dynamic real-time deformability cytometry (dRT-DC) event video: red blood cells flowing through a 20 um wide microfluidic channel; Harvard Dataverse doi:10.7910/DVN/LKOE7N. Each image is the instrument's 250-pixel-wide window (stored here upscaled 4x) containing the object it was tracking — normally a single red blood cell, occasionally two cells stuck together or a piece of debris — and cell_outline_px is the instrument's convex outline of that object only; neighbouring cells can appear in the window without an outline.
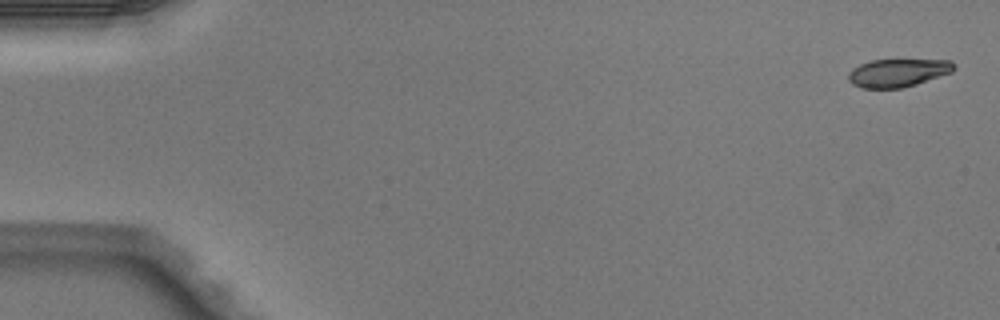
{"species": "Egyptian fruit bat (a non-hibernating species)", "species_latin": "Rousettus aegyptiacus", "temperature_condition": "warm", "stored_images_in_passage": 5, "camera_frame_rate_fps": 3000, "um_per_image_px": 0.085, "animal": {"sex": "male"}, "frame": {"image": 1, "passage_image": 1, "time_ms": 0.0, "image_size_px": [1000, 320], "cell_outline_px": [[956, 68], [952, 72], [916, 84], [900, 88], [860, 88], [852, 84], [848, 80], [848, 72], [852, 68], [860, 64], [872, 60], [952, 60], [956, 64]], "centroid_in_image_um": [76.31, 6.18], "position_along_channel_um": 8.7, "area_um2": 17.34}}
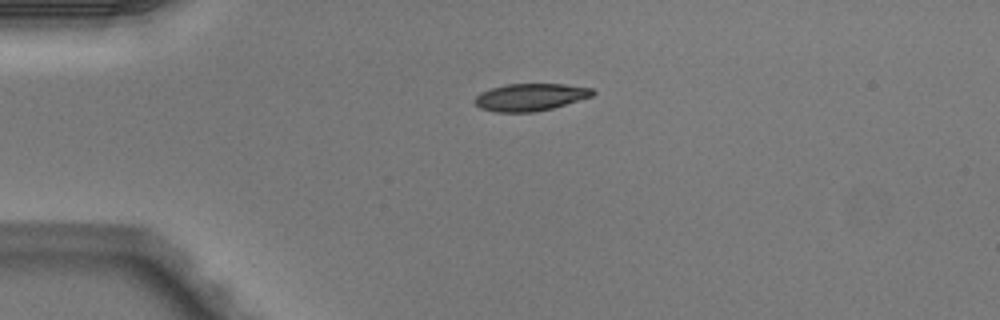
{"frame": {"image": 2, "passage_image": 4, "time_ms": 1.0, "image_size_px": [1000, 320], "cell_outline_px": [[596, 92], [592, 96], [552, 108], [532, 112], [496, 112], [480, 108], [472, 100], [480, 92], [504, 84], [564, 84], [592, 88]], "centroid_in_image_um": [45.05, 8.25], "position_along_channel_um": 40.0, "area_um2": 18.73}}